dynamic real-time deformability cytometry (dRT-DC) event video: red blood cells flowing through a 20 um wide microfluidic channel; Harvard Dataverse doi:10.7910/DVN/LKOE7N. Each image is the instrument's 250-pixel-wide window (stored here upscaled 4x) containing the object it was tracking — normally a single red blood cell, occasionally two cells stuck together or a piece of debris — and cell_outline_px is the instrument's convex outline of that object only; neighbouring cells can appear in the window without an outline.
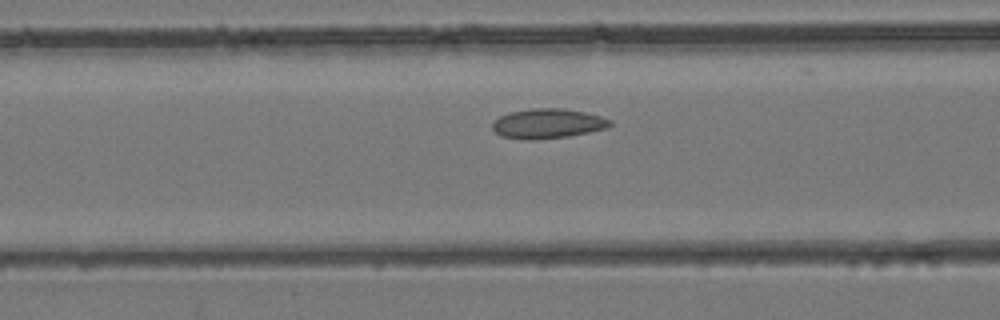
{"species": "common noctule bat (a hibernating species)", "species_latin": "Nyctalus noctula", "temperature_condition": "room temperature", "stored_images_in_passage": 28, "camera_frame_rate_fps": 3000, "um_per_image_px": 0.085, "animal": {"sex": "female", "body_mass_g": 24.6, "forearm_length_mm": 56.2}, "frame": {"image": 1, "passage_image": 6, "time_ms": 1.667, "image_size_px": [1000, 320], "cell_outline_px": [[612, 124], [608, 128], [568, 136], [532, 140], [528, 140], [500, 136], [492, 128], [492, 124], [500, 116], [508, 112], [532, 108], [564, 108], [584, 112], [600, 116], [612, 120]], "centroid_in_image_um": [46.56, 10.5], "position_along_channel_um": 120.0, "area_um2": 20.4}}
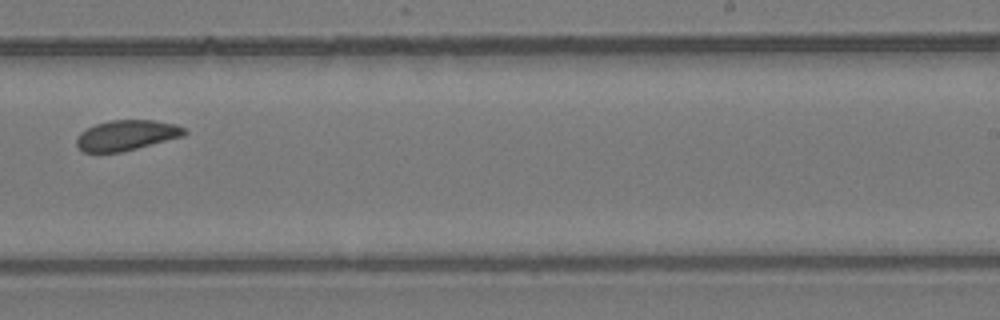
{"frame": {"image": 2, "passage_image": 16, "time_ms": 5.0, "image_size_px": [1000, 320], "cell_outline_px": [[188, 132], [184, 136], [120, 152], [84, 152], [76, 144], [76, 136], [80, 132], [96, 124], [112, 120], [156, 120], [176, 124], [184, 128]], "centroid_in_image_um": [10.76, 11.49], "position_along_channel_um": 278.2, "area_um2": 18.96}}
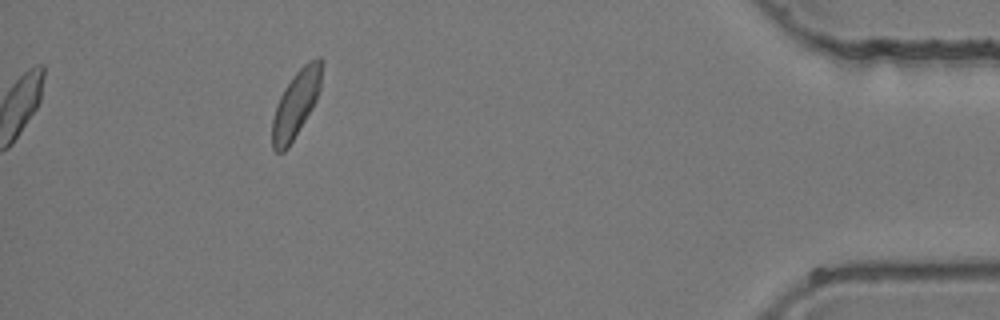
{"frame": {"image": 3, "passage_image": 28, "time_ms": 9.0, "image_size_px": [1000, 320], "cell_outline_px": [[324, 60], [320, 88], [316, 100], [312, 108], [288, 148], [284, 152], [276, 152], [272, 148], [272, 120], [276, 104], [284, 88], [296, 72], [308, 60], [316, 56], [320, 56]], "centroid_in_image_um": [25.17, 8.78], "position_along_channel_um": 410.0, "area_um2": 19.42}}